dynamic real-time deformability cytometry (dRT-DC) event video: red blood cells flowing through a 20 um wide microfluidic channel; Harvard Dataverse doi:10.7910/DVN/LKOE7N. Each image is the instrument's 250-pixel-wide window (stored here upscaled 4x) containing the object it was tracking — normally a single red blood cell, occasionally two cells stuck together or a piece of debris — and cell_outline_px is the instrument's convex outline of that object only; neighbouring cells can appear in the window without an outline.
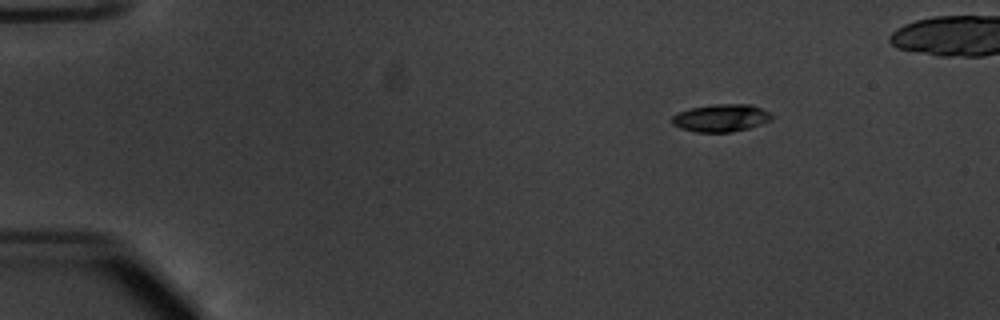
{"species": "common noctule bat (a hibernating species)", "species_latin": "Nyctalus noctula", "temperature_condition": "warm", "stored_images_in_passage": 44, "camera_frame_rate_fps": 3000, "um_per_image_px": 0.085, "animal": {"sex": "male", "body_mass_g": 20.1, "forearm_length_mm": 53.5}, "frame": {"image": 1, "passage_image": 1, "time_ms": 0.0, "image_size_px": [1000, 320], "cell_outline_px": [[772, 120], [748, 128], [732, 132], [696, 132], [680, 128], [672, 124], [672, 116], [680, 112], [692, 108], [712, 104], [752, 104], [768, 112], [772, 116]], "centroid_in_image_um": [61.29, 10.03], "position_along_channel_um": 23.7, "area_um2": 15.9}}
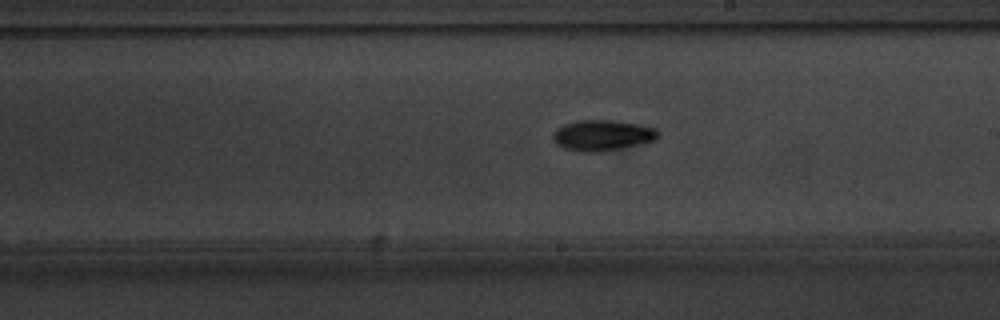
{"frame": {"image": 2, "passage_image": 25, "time_ms": 8.0, "image_size_px": [1000, 320], "cell_outline_px": [[660, 136], [656, 140], [600, 152], [588, 152], [564, 148], [556, 144], [552, 140], [552, 132], [556, 128], [564, 124], [576, 120], [612, 120], [640, 124], [656, 128], [660, 132]], "centroid_in_image_um": [51.19, 11.48], "position_along_channel_um": 237.8, "area_um2": 18.96}}
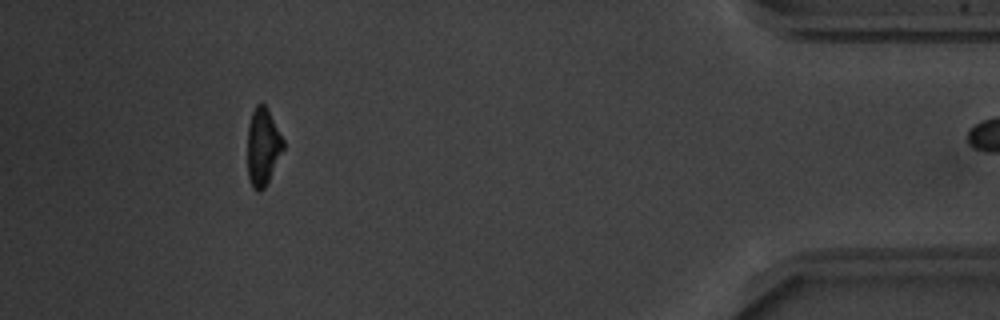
{"frame": {"image": 3, "passage_image": 43, "time_ms": 14.0, "image_size_px": [1000, 320], "cell_outline_px": [[284, 148], [264, 188], [260, 192], [256, 192], [252, 188], [248, 176], [248, 124], [252, 112], [256, 104], [264, 104], [268, 108], [284, 140]], "centroid_in_image_um": [22.34, 12.47], "position_along_channel_um": 412.9, "area_um2": 16.13}}